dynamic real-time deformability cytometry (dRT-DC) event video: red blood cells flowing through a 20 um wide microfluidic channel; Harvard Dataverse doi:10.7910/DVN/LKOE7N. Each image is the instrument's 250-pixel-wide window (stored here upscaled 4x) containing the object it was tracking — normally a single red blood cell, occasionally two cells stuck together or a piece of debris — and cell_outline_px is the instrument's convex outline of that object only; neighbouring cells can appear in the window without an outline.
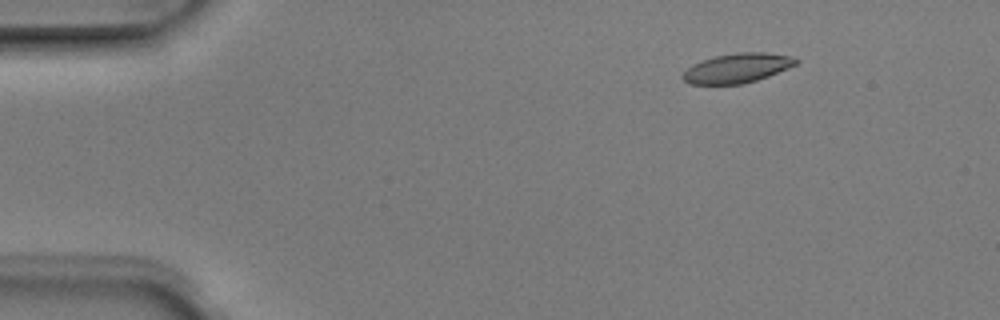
{"species": "Egyptian fruit bat (a non-hibernating species)", "species_latin": "Rousettus aegyptiacus", "temperature_condition": "room temperature", "stored_images_in_passage": 5, "camera_frame_rate_fps": 3000, "um_per_image_px": 0.085, "animal": {"sex": "male"}, "frame": {"image": 1, "passage_image": 2, "time_ms": 0.333, "image_size_px": [1000, 320], "cell_outline_px": [[800, 60], [796, 64], [768, 76], [744, 84], [692, 84], [684, 80], [680, 76], [688, 68], [704, 60], [716, 56], [736, 52], [764, 52], [792, 56]], "centroid_in_image_um": [62.69, 5.78], "position_along_channel_um": 22.3, "area_um2": 19.19}}
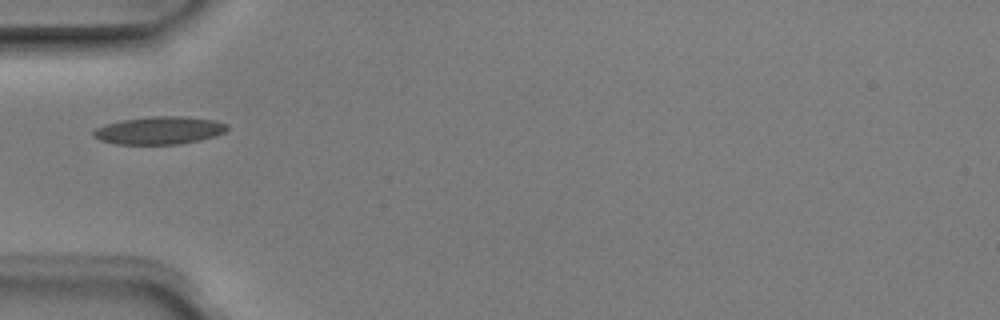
{"frame": {"image": 2, "passage_image": 4, "time_ms": 1.0, "image_size_px": [1000, 320], "cell_outline_px": [[228, 128], [224, 132], [212, 136], [196, 140], [176, 144], [116, 144], [100, 140], [92, 136], [92, 132], [96, 128], [104, 124], [120, 120], [152, 116], [184, 116], [216, 120], [228, 124]], "centroid_in_image_um": [13.5, 11.07], "position_along_channel_um": 71.5, "area_um2": 21.56}}
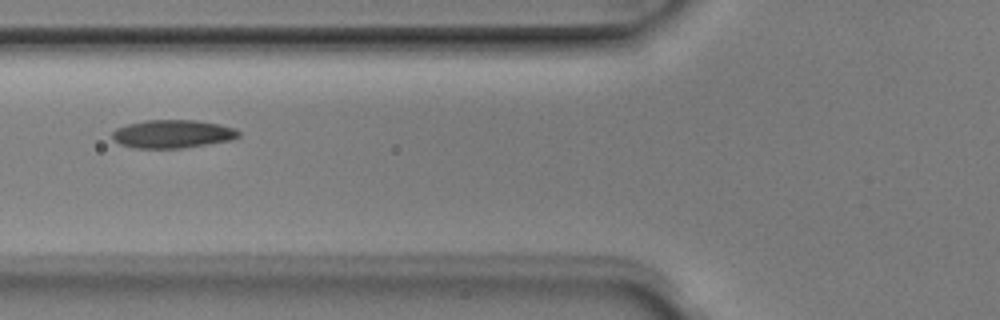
{"frame": {"image": 3, "passage_image": 5, "time_ms": 1.333, "image_size_px": [1000, 320], "cell_outline_px": [[240, 136], [228, 140], [180, 148], [136, 148], [120, 144], [112, 140], [112, 132], [116, 128], [128, 124], [144, 120], [196, 120], [220, 124], [236, 128], [240, 132]], "centroid_in_image_um": [14.64, 11.37], "position_along_channel_um": 111.2, "area_um2": 20.69}}